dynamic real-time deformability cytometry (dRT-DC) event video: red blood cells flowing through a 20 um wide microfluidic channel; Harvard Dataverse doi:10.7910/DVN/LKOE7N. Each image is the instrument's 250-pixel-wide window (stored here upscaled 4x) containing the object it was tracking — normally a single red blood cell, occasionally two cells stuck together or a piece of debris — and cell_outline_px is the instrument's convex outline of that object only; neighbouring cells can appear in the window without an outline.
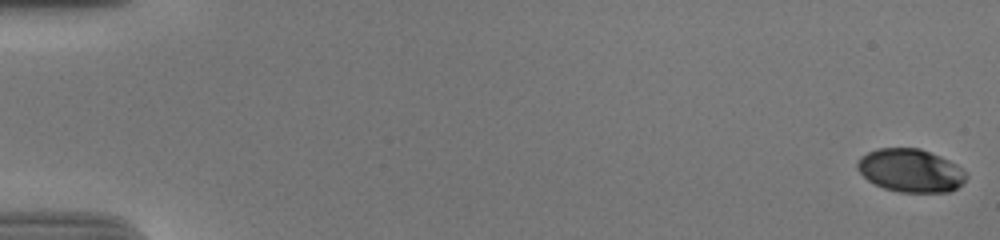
{"species": "human", "species_latin": "Homo sapiens", "temperature_condition": "cold", "stored_images_in_passage": 57, "camera_frame_rate_fps": 3000, "um_per_image_px": 0.085, "donor": {"sex": "male"}, "frame": {"image": 1, "passage_image": 1, "time_ms": 0.0, "image_size_px": [1000, 240], "cell_outline_px": [[968, 176], [956, 188], [948, 192], [900, 192], [884, 188], [868, 180], [856, 168], [856, 164], [860, 156], [876, 148], [920, 148], [940, 156], [956, 164]], "centroid_in_image_um": [77.36, 14.48], "position_along_channel_um": 7.6, "area_um2": 27.22}}
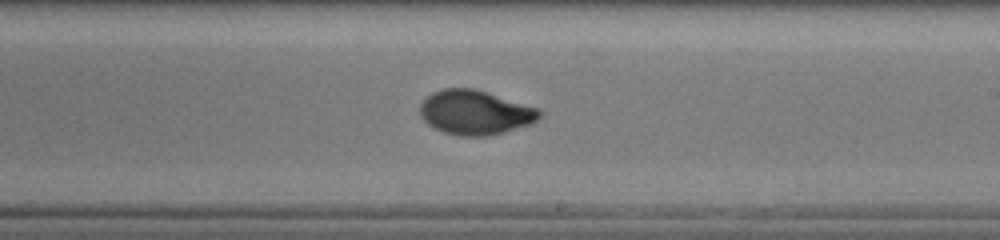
{"frame": {"image": 2, "passage_image": 35, "time_ms": 11.333, "image_size_px": [1000, 240], "cell_outline_px": [[544, 116], [532, 124], [504, 132], [488, 136], [460, 136], [444, 132], [428, 124], [420, 116], [420, 104], [432, 92], [444, 88], [472, 88], [540, 108], [544, 112]], "centroid_in_image_um": [40.44, 9.56], "position_along_channel_um": 248.6, "area_um2": 31.1}}
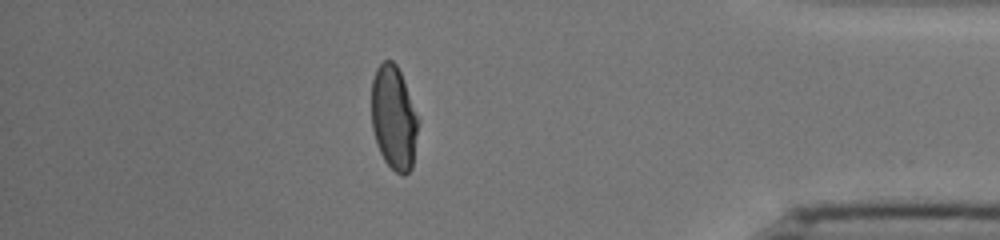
{"frame": {"image": 3, "passage_image": 50, "time_ms": 16.333, "image_size_px": [1000, 240], "cell_outline_px": [[416, 132], [412, 168], [404, 176], [396, 172], [384, 160], [376, 144], [372, 128], [372, 80], [376, 68], [384, 60], [392, 60], [396, 64], [400, 72], [416, 116]], "centroid_in_image_um": [33.42, 10.02], "position_along_channel_um": 401.8, "area_um2": 27.51}, "authors_computed_cell_mechanics": {"area_um2": 29.0156, "velocity_mm_per_s": 3.7143, "shape_relaxation_time_tau1_ms": 5.3599, "shape_relaxation_time_tau2_ms": 0.9568, "deformation_change_tau1": 0.1896, "deformation_change_tau2": 0.0439}}